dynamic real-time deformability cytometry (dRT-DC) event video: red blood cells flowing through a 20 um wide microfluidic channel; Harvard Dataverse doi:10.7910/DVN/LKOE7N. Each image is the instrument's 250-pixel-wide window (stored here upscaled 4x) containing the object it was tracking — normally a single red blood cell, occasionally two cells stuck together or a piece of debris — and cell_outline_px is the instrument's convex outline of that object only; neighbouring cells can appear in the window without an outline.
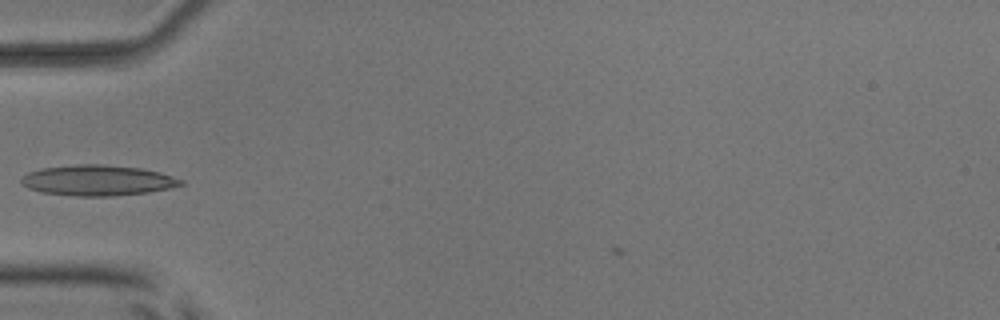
{"species": "common noctule bat (a hibernating species)", "species_latin": "Nyctalus noctula", "temperature_condition": "room temperature", "stored_images_in_passage": 38, "camera_frame_rate_fps": 3000, "um_per_image_px": 0.085, "animal": {"sex": "male", "body_mass_g": 17.9, "forearm_length_mm": 54.2}, "frame": {"image": 1, "passage_image": 3, "time_ms": 0.667, "image_size_px": [1000, 320], "cell_outline_px": [[184, 184], [168, 188], [148, 192], [112, 196], [76, 196], [44, 192], [28, 188], [20, 180], [28, 172], [40, 168], [76, 164], [104, 164], [140, 168], [160, 172], [184, 180]], "centroid_in_image_um": [8.31, 15.32], "position_along_channel_um": 76.7, "area_um2": 28.32}}
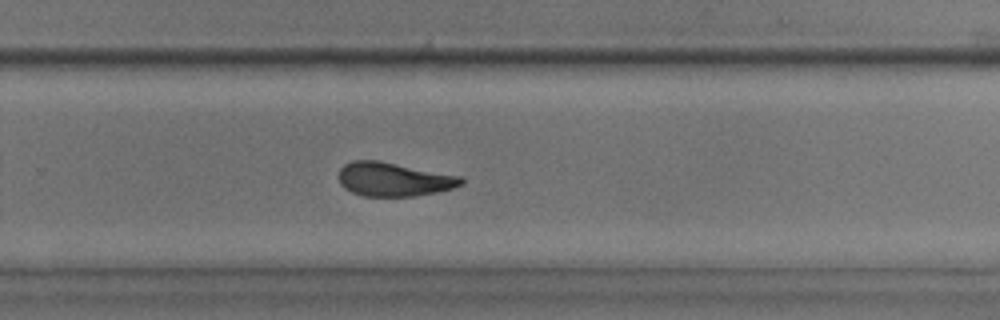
{"frame": {"image": 2, "passage_image": 20, "time_ms": 6.333, "image_size_px": [1000, 320], "cell_outline_px": [[464, 184], [452, 188], [436, 192], [412, 196], [364, 196], [352, 192], [344, 188], [340, 184], [340, 168], [344, 164], [352, 160], [380, 160], [460, 176], [464, 180]], "centroid_in_image_um": [33.46, 15.23], "position_along_channel_um": 296.3, "area_um2": 24.1}}
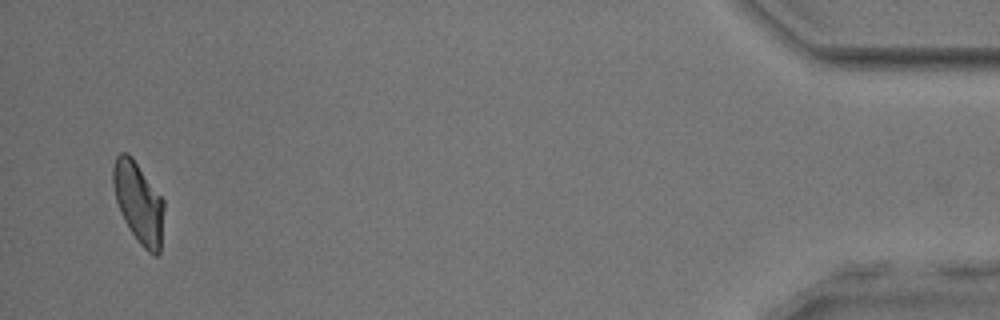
{"frame": {"image": 3, "passage_image": 36, "time_ms": 11.667, "image_size_px": [1000, 320], "cell_outline_px": [[164, 208], [160, 252], [156, 256], [148, 252], [136, 240], [128, 228], [120, 212], [116, 200], [112, 184], [112, 168], [116, 156], [120, 152], [128, 152], [132, 156], [164, 200]], "centroid_in_image_um": [11.76, 17.21], "position_along_channel_um": 423.4, "area_um2": 24.22}, "authors_computed_cell_mechanics": {"area_um2": 24.3916, "velocity_mm_per_s": 3.8824, "shape_relaxation_time_tau1_ms": 10.7881, "shape_relaxation_time_tau2_ms": 2.1632, "deformation_change_tau1": 0.2204, "deformation_change_tau2": 0.1038}}